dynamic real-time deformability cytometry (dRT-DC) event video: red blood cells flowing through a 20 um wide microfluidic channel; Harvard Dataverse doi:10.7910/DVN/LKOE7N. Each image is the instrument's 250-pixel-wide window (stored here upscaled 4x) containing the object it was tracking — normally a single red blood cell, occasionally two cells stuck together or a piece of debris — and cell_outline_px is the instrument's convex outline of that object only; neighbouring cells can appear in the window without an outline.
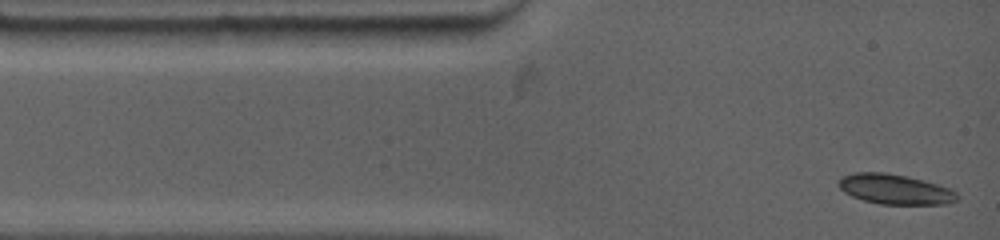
{"species": "common noctule bat (a hibernating species)", "species_latin": "Nyctalus noctula", "temperature_condition": "warm", "stored_images_in_passage": 9, "camera_frame_rate_fps": 4500, "um_per_image_px": 0.085, "animal": {"sex": "female", "body_mass_g": 19.0, "forearm_length_mm": 53.3}, "frame": {"image": 1, "passage_image": 1, "time_ms": 0.0, "image_size_px": [1000, 240], "cell_outline_px": [[956, 200], [944, 204], [880, 204], [864, 200], [852, 196], [844, 192], [836, 184], [836, 180], [844, 176], [856, 172], [884, 172], [904, 176], [936, 184], [948, 188], [956, 192]], "centroid_in_image_um": [75.99, 16.08], "position_along_channel_um": 9.0, "area_um2": 20.4}}
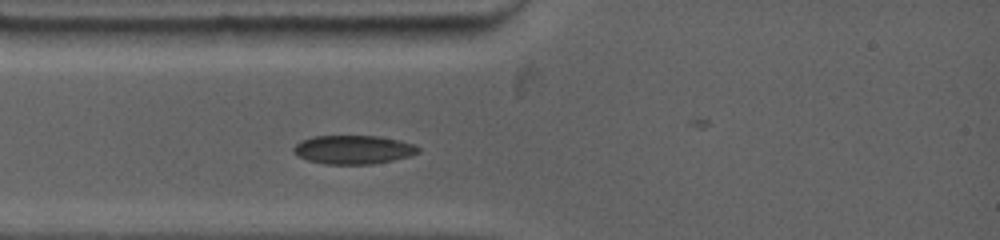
{"frame": {"image": 2, "passage_image": 6, "time_ms": 2.222, "image_size_px": [1000, 240], "cell_outline_px": [[420, 152], [408, 156], [392, 160], [372, 164], [324, 164], [308, 160], [292, 152], [292, 148], [300, 140], [312, 136], [376, 136], [400, 140], [412, 144], [420, 148]], "centroid_in_image_um": [30.0, 12.71], "position_along_channel_um": 55.0, "area_um2": 20.81}}
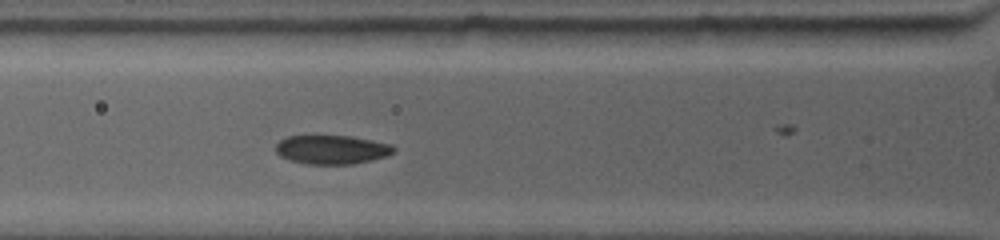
{"frame": {"image": 3, "passage_image": 9, "time_ms": 3.333, "image_size_px": [1000, 240], "cell_outline_px": [[396, 148], [388, 156], [372, 160], [352, 164], [308, 164], [292, 160], [280, 156], [276, 152], [276, 144], [280, 140], [288, 136], [352, 136], [392, 144]], "centroid_in_image_um": [28.23, 12.71], "position_along_channel_um": 97.6, "area_um2": 19.83}}